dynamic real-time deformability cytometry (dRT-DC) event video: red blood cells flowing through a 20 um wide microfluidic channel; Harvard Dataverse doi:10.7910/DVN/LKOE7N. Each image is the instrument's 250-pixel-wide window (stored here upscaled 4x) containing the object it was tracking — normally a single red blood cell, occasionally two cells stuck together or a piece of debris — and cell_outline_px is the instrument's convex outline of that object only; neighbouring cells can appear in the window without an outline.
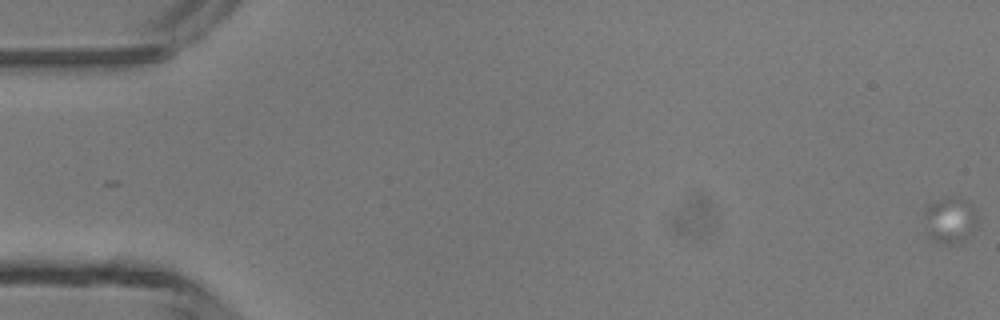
{"species": "common noctule bat (a hibernating species)", "species_latin": "Nyctalus noctula", "temperature_condition": "room temperature", "stored_images_in_passage": 7, "camera_frame_rate_fps": 3000, "um_per_image_px": 0.085, "animal": {"sex": "male", "body_mass_g": 13.3}, "frame": {"image": 1, "passage_image": 1, "time_ms": 0.0, "image_size_px": [1000, 320], "cell_outline_px": [[976, 224], [972, 232], [960, 240], [948, 244], [944, 244], [932, 240], [924, 232], [924, 208], [928, 204], [936, 200], [948, 196], [956, 196], [964, 200], [976, 208]], "centroid_in_image_um": [80.68, 18.67], "position_along_channel_um": 4.3, "area_um2": 14.45}}
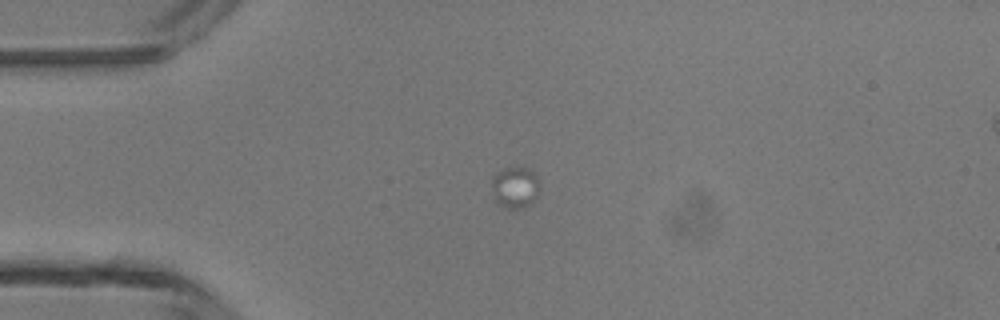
{"frame": {"image": 2, "passage_image": 5, "time_ms": 4.667, "image_size_px": [1000, 320], "cell_outline_px": [[540, 192], [524, 208], [504, 208], [496, 200], [492, 188], [492, 176], [504, 168], [528, 168], [540, 180]], "centroid_in_image_um": [43.8, 15.92], "position_along_channel_um": 41.2, "area_um2": 11.44}}